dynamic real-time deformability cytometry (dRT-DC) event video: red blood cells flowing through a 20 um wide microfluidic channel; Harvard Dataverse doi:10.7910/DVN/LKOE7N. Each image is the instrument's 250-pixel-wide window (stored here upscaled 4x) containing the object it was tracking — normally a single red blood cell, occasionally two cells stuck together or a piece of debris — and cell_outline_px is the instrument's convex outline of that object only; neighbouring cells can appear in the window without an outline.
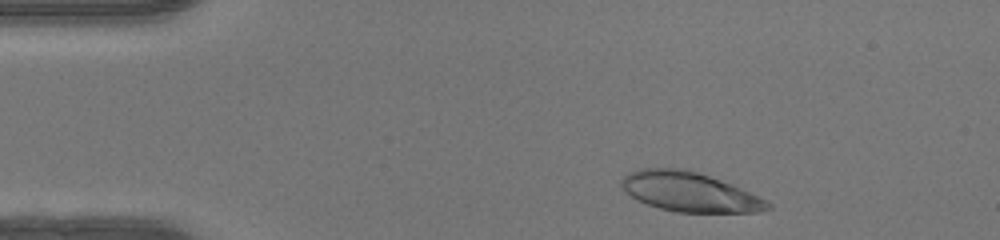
{"species": "human", "species_latin": "Homo sapiens", "temperature_condition": "warm", "stored_images_in_passage": 44, "camera_frame_rate_fps": 3000, "um_per_image_px": 0.085, "donor": {"sex": "female"}, "frame": {"image": 1, "passage_image": 3, "time_ms": 0.667, "image_size_px": [1000, 240], "cell_outline_px": [[772, 208], [760, 212], [676, 212], [660, 208], [636, 200], [620, 184], [620, 180], [628, 172], [640, 168], [688, 168], [732, 184], [772, 204]], "centroid_in_image_um": [58.59, 16.3], "position_along_channel_um": 26.4, "area_um2": 33.52}}
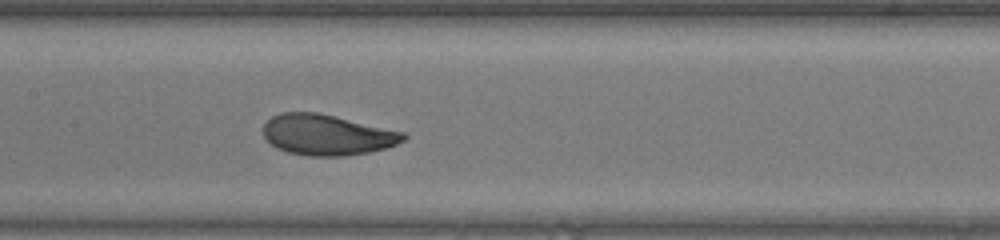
{"frame": {"image": 2, "passage_image": 19, "time_ms": 6.0, "image_size_px": [1000, 240], "cell_outline_px": [[408, 136], [404, 140], [396, 144], [384, 148], [368, 152], [344, 156], [312, 156], [288, 152], [276, 148], [264, 136], [264, 124], [272, 116], [280, 112], [320, 112], [408, 132]], "centroid_in_image_um": [27.85, 11.44], "position_along_channel_um": 179.6, "area_um2": 33.52}}
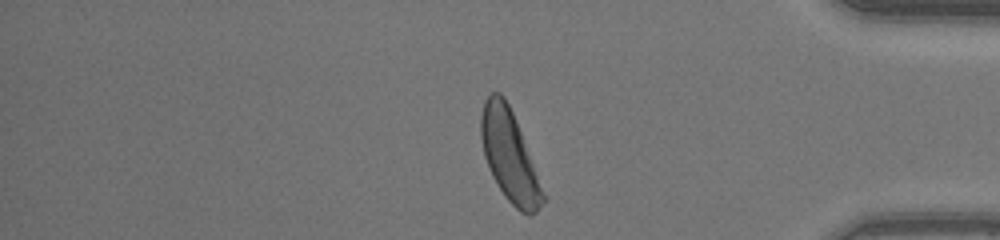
{"frame": {"image": 3, "passage_image": 36, "time_ms": 11.667, "image_size_px": [1000, 240], "cell_outline_px": [[544, 200], [536, 212], [532, 216], [528, 216], [520, 212], [504, 196], [492, 176], [484, 156], [480, 136], [480, 116], [484, 100], [492, 92], [500, 92], [504, 96], [512, 112], [520, 132], [544, 196]], "centroid_in_image_um": [43.24, 13.24], "position_along_channel_um": 392.0, "area_um2": 32.02}, "authors_computed_cell_mechanics": {"area_um2": 33.4662, "velocity_mm_per_s": 4.218, "shape_relaxation_time_tau1_ms": 2.8363, "shape_relaxation_time_tau2_ms": 0.6628, "deformation_change_tau1": 0.16, "deformation_change_tau2": 0.0566}}